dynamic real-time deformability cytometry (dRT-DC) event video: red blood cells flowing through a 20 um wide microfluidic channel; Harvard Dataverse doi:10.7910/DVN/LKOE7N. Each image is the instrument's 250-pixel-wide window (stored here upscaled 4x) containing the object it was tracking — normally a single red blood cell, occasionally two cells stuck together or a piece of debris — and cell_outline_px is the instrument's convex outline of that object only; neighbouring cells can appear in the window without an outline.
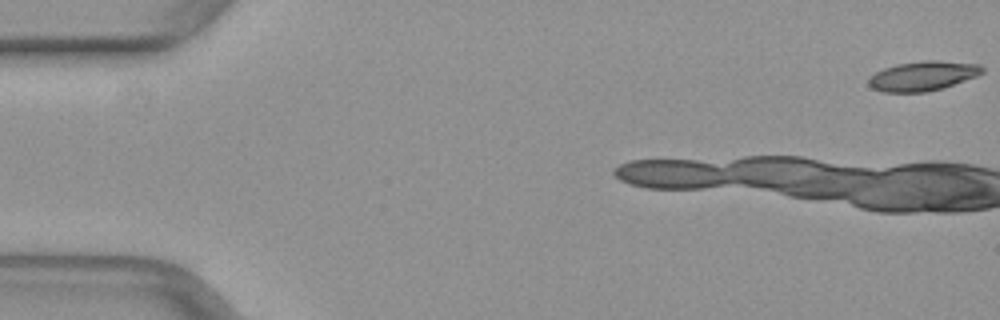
{"species": "common noctule bat (a hibernating species)", "species_latin": "Nyctalus noctula", "temperature_condition": "warm", "stored_images_in_passage": 5, "camera_frame_rate_fps": 3000, "um_per_image_px": 0.085, "animal": {"sex": "female", "body_mass_g": 29.2, "forearm_length_mm": 56.3}, "frame": {"image": 1, "passage_image": 1, "time_ms": 0.0, "image_size_px": [1000, 320], "cell_outline_px": [[984, 72], [976, 76], [944, 88], [924, 92], [884, 92], [872, 88], [868, 84], [868, 80], [876, 72], [884, 68], [896, 64], [924, 60], [940, 60], [980, 64], [984, 68]], "centroid_in_image_um": [78.47, 6.45], "position_along_channel_um": 6.5, "area_um2": 19.65}}